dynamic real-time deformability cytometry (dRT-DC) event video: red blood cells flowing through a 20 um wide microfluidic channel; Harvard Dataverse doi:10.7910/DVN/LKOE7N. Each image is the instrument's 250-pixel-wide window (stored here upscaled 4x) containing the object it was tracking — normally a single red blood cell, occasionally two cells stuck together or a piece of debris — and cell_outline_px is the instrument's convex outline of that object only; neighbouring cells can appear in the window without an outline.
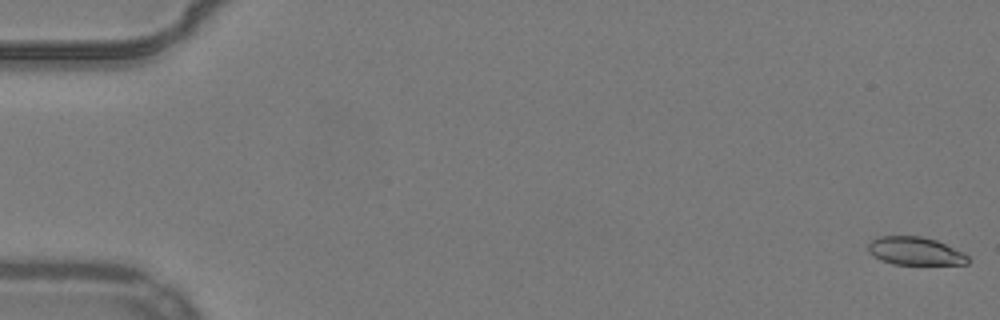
{"species": "common noctule bat (a hibernating species)", "species_latin": "Nyctalus noctula", "temperature_condition": "warm", "stored_images_in_passage": 9, "camera_frame_rate_fps": 3000, "um_per_image_px": 0.085, "animal": {"sex": "male", "body_mass_g": 19.2, "forearm_length_mm": 51.8}, "frame": {"image": 1, "passage_image": 1, "time_ms": 0.0, "image_size_px": [1000, 320], "cell_outline_px": [[972, 260], [968, 264], [892, 264], [880, 260], [872, 256], [868, 252], [868, 244], [872, 240], [880, 236], [920, 236], [936, 240], [964, 252]], "centroid_in_image_um": [77.8, 21.35], "position_along_channel_um": 7.2, "area_um2": 16.47}}